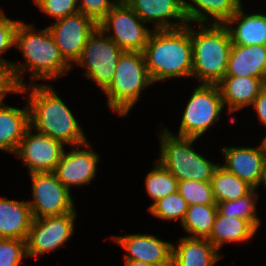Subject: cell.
<instances>
[{
    "mask_svg": "<svg viewBox=\"0 0 266 266\" xmlns=\"http://www.w3.org/2000/svg\"><path fill=\"white\" fill-rule=\"evenodd\" d=\"M144 24L124 0H119L98 26L107 34L113 30L114 35L109 37L121 50L143 53L153 32Z\"/></svg>",
    "mask_w": 266,
    "mask_h": 266,
    "instance_id": "9c48e42d",
    "label": "cell"
},
{
    "mask_svg": "<svg viewBox=\"0 0 266 266\" xmlns=\"http://www.w3.org/2000/svg\"><path fill=\"white\" fill-rule=\"evenodd\" d=\"M126 266H154L142 261H137V260H125Z\"/></svg>",
    "mask_w": 266,
    "mask_h": 266,
    "instance_id": "74e56055",
    "label": "cell"
},
{
    "mask_svg": "<svg viewBox=\"0 0 266 266\" xmlns=\"http://www.w3.org/2000/svg\"><path fill=\"white\" fill-rule=\"evenodd\" d=\"M25 257V240L0 238V266H20L22 258Z\"/></svg>",
    "mask_w": 266,
    "mask_h": 266,
    "instance_id": "1f68e13d",
    "label": "cell"
},
{
    "mask_svg": "<svg viewBox=\"0 0 266 266\" xmlns=\"http://www.w3.org/2000/svg\"><path fill=\"white\" fill-rule=\"evenodd\" d=\"M159 162L178 180L210 182L220 164H214L196 153L192 143L197 138L173 136L166 128L160 135Z\"/></svg>",
    "mask_w": 266,
    "mask_h": 266,
    "instance_id": "8992f818",
    "label": "cell"
},
{
    "mask_svg": "<svg viewBox=\"0 0 266 266\" xmlns=\"http://www.w3.org/2000/svg\"><path fill=\"white\" fill-rule=\"evenodd\" d=\"M262 141H263V144H264L265 149H266V137H264V139Z\"/></svg>",
    "mask_w": 266,
    "mask_h": 266,
    "instance_id": "ab89813d",
    "label": "cell"
},
{
    "mask_svg": "<svg viewBox=\"0 0 266 266\" xmlns=\"http://www.w3.org/2000/svg\"><path fill=\"white\" fill-rule=\"evenodd\" d=\"M217 213V205L188 206L182 226L192 234L189 237L207 238L212 231Z\"/></svg>",
    "mask_w": 266,
    "mask_h": 266,
    "instance_id": "4316f807",
    "label": "cell"
},
{
    "mask_svg": "<svg viewBox=\"0 0 266 266\" xmlns=\"http://www.w3.org/2000/svg\"><path fill=\"white\" fill-rule=\"evenodd\" d=\"M33 201L28 202L33 218L76 213L70 190L54 172L30 173Z\"/></svg>",
    "mask_w": 266,
    "mask_h": 266,
    "instance_id": "30bf717a",
    "label": "cell"
},
{
    "mask_svg": "<svg viewBox=\"0 0 266 266\" xmlns=\"http://www.w3.org/2000/svg\"><path fill=\"white\" fill-rule=\"evenodd\" d=\"M76 213L34 218L26 238L27 257L51 252L67 242L74 232Z\"/></svg>",
    "mask_w": 266,
    "mask_h": 266,
    "instance_id": "8fae6325",
    "label": "cell"
},
{
    "mask_svg": "<svg viewBox=\"0 0 266 266\" xmlns=\"http://www.w3.org/2000/svg\"><path fill=\"white\" fill-rule=\"evenodd\" d=\"M143 22L152 21L154 30H172L189 22L183 9V0H124ZM170 18L179 20L171 22Z\"/></svg>",
    "mask_w": 266,
    "mask_h": 266,
    "instance_id": "9a60e30c",
    "label": "cell"
},
{
    "mask_svg": "<svg viewBox=\"0 0 266 266\" xmlns=\"http://www.w3.org/2000/svg\"><path fill=\"white\" fill-rule=\"evenodd\" d=\"M29 126V108H14L0 102V150L15 153Z\"/></svg>",
    "mask_w": 266,
    "mask_h": 266,
    "instance_id": "cb8c5ba5",
    "label": "cell"
},
{
    "mask_svg": "<svg viewBox=\"0 0 266 266\" xmlns=\"http://www.w3.org/2000/svg\"><path fill=\"white\" fill-rule=\"evenodd\" d=\"M256 229L242 218L225 217L219 212L207 239L219 250L226 242H245L252 238Z\"/></svg>",
    "mask_w": 266,
    "mask_h": 266,
    "instance_id": "d4e9b609",
    "label": "cell"
},
{
    "mask_svg": "<svg viewBox=\"0 0 266 266\" xmlns=\"http://www.w3.org/2000/svg\"><path fill=\"white\" fill-rule=\"evenodd\" d=\"M147 174L146 191L154 200V203L148 208L150 209L161 198H164L178 191V180L158 161Z\"/></svg>",
    "mask_w": 266,
    "mask_h": 266,
    "instance_id": "f1b7e54d",
    "label": "cell"
},
{
    "mask_svg": "<svg viewBox=\"0 0 266 266\" xmlns=\"http://www.w3.org/2000/svg\"><path fill=\"white\" fill-rule=\"evenodd\" d=\"M251 106L256 110L260 121L266 125V85Z\"/></svg>",
    "mask_w": 266,
    "mask_h": 266,
    "instance_id": "8d00e7d4",
    "label": "cell"
},
{
    "mask_svg": "<svg viewBox=\"0 0 266 266\" xmlns=\"http://www.w3.org/2000/svg\"><path fill=\"white\" fill-rule=\"evenodd\" d=\"M178 192L191 205H216L211 182L183 180L178 182Z\"/></svg>",
    "mask_w": 266,
    "mask_h": 266,
    "instance_id": "f546056e",
    "label": "cell"
},
{
    "mask_svg": "<svg viewBox=\"0 0 266 266\" xmlns=\"http://www.w3.org/2000/svg\"><path fill=\"white\" fill-rule=\"evenodd\" d=\"M210 182L216 203L237 200L254 189L249 183L227 171L221 165L215 170Z\"/></svg>",
    "mask_w": 266,
    "mask_h": 266,
    "instance_id": "484cf974",
    "label": "cell"
},
{
    "mask_svg": "<svg viewBox=\"0 0 266 266\" xmlns=\"http://www.w3.org/2000/svg\"><path fill=\"white\" fill-rule=\"evenodd\" d=\"M222 153L226 163L221 166L256 189L259 185L263 161L266 156L263 141L258 148L224 147Z\"/></svg>",
    "mask_w": 266,
    "mask_h": 266,
    "instance_id": "e0dca14e",
    "label": "cell"
},
{
    "mask_svg": "<svg viewBox=\"0 0 266 266\" xmlns=\"http://www.w3.org/2000/svg\"><path fill=\"white\" fill-rule=\"evenodd\" d=\"M81 1V3H80ZM119 0H77L79 12L99 24Z\"/></svg>",
    "mask_w": 266,
    "mask_h": 266,
    "instance_id": "836d02e7",
    "label": "cell"
},
{
    "mask_svg": "<svg viewBox=\"0 0 266 266\" xmlns=\"http://www.w3.org/2000/svg\"><path fill=\"white\" fill-rule=\"evenodd\" d=\"M225 76L266 79V45L232 44Z\"/></svg>",
    "mask_w": 266,
    "mask_h": 266,
    "instance_id": "d6986e66",
    "label": "cell"
},
{
    "mask_svg": "<svg viewBox=\"0 0 266 266\" xmlns=\"http://www.w3.org/2000/svg\"><path fill=\"white\" fill-rule=\"evenodd\" d=\"M188 210L187 202L182 198L177 191L164 198H161L150 209L149 212L164 220H184L186 211Z\"/></svg>",
    "mask_w": 266,
    "mask_h": 266,
    "instance_id": "4dcf8cb0",
    "label": "cell"
},
{
    "mask_svg": "<svg viewBox=\"0 0 266 266\" xmlns=\"http://www.w3.org/2000/svg\"><path fill=\"white\" fill-rule=\"evenodd\" d=\"M34 2L45 14L57 20L79 12L77 0H34Z\"/></svg>",
    "mask_w": 266,
    "mask_h": 266,
    "instance_id": "d6a6232c",
    "label": "cell"
},
{
    "mask_svg": "<svg viewBox=\"0 0 266 266\" xmlns=\"http://www.w3.org/2000/svg\"><path fill=\"white\" fill-rule=\"evenodd\" d=\"M190 4L183 0V9L189 23L208 24V14L214 19L212 24H225V22L241 6V0H190ZM204 11V12H203Z\"/></svg>",
    "mask_w": 266,
    "mask_h": 266,
    "instance_id": "603a6c76",
    "label": "cell"
},
{
    "mask_svg": "<svg viewBox=\"0 0 266 266\" xmlns=\"http://www.w3.org/2000/svg\"><path fill=\"white\" fill-rule=\"evenodd\" d=\"M219 258L218 249L207 238L184 237L178 247L173 245L171 266H213Z\"/></svg>",
    "mask_w": 266,
    "mask_h": 266,
    "instance_id": "7402d4cb",
    "label": "cell"
},
{
    "mask_svg": "<svg viewBox=\"0 0 266 266\" xmlns=\"http://www.w3.org/2000/svg\"><path fill=\"white\" fill-rule=\"evenodd\" d=\"M153 84L146 66L144 54L124 51L116 65L114 77L104 90L108 106L118 116L128 115L139 100L141 91Z\"/></svg>",
    "mask_w": 266,
    "mask_h": 266,
    "instance_id": "5b68a950",
    "label": "cell"
},
{
    "mask_svg": "<svg viewBox=\"0 0 266 266\" xmlns=\"http://www.w3.org/2000/svg\"><path fill=\"white\" fill-rule=\"evenodd\" d=\"M223 108L218 85L201 83L195 88L186 105L178 136L200 137L220 118Z\"/></svg>",
    "mask_w": 266,
    "mask_h": 266,
    "instance_id": "52a82bcc",
    "label": "cell"
},
{
    "mask_svg": "<svg viewBox=\"0 0 266 266\" xmlns=\"http://www.w3.org/2000/svg\"><path fill=\"white\" fill-rule=\"evenodd\" d=\"M32 130L27 128L14 154L28 166L29 174L53 172L64 153L63 143L39 132L33 134Z\"/></svg>",
    "mask_w": 266,
    "mask_h": 266,
    "instance_id": "7c38bea8",
    "label": "cell"
},
{
    "mask_svg": "<svg viewBox=\"0 0 266 266\" xmlns=\"http://www.w3.org/2000/svg\"><path fill=\"white\" fill-rule=\"evenodd\" d=\"M75 146L62 157L53 171L58 181L70 190V185H88L96 175V166L99 155L93 151L77 150Z\"/></svg>",
    "mask_w": 266,
    "mask_h": 266,
    "instance_id": "2e32d148",
    "label": "cell"
},
{
    "mask_svg": "<svg viewBox=\"0 0 266 266\" xmlns=\"http://www.w3.org/2000/svg\"><path fill=\"white\" fill-rule=\"evenodd\" d=\"M35 31L33 26L22 21L15 30L14 45L22 51L26 62L11 63L15 78L21 86V93L27 92L26 84L22 80L27 68L31 69L32 81L57 80L72 68L62 56L48 27L39 32Z\"/></svg>",
    "mask_w": 266,
    "mask_h": 266,
    "instance_id": "6da1fadb",
    "label": "cell"
},
{
    "mask_svg": "<svg viewBox=\"0 0 266 266\" xmlns=\"http://www.w3.org/2000/svg\"><path fill=\"white\" fill-rule=\"evenodd\" d=\"M19 20H11L5 16L2 10H0V54H4L5 51L14 46V35ZM0 61L9 62L8 60L0 57Z\"/></svg>",
    "mask_w": 266,
    "mask_h": 266,
    "instance_id": "e575fe53",
    "label": "cell"
},
{
    "mask_svg": "<svg viewBox=\"0 0 266 266\" xmlns=\"http://www.w3.org/2000/svg\"><path fill=\"white\" fill-rule=\"evenodd\" d=\"M223 105L228 106L229 113L252 105L255 98L266 85L265 78L245 76H224L217 83Z\"/></svg>",
    "mask_w": 266,
    "mask_h": 266,
    "instance_id": "ac0fdd59",
    "label": "cell"
},
{
    "mask_svg": "<svg viewBox=\"0 0 266 266\" xmlns=\"http://www.w3.org/2000/svg\"><path fill=\"white\" fill-rule=\"evenodd\" d=\"M262 183H264V186L266 187V156H265L264 161H263L262 173H261L259 185Z\"/></svg>",
    "mask_w": 266,
    "mask_h": 266,
    "instance_id": "f35d334b",
    "label": "cell"
},
{
    "mask_svg": "<svg viewBox=\"0 0 266 266\" xmlns=\"http://www.w3.org/2000/svg\"><path fill=\"white\" fill-rule=\"evenodd\" d=\"M242 8L241 5L225 22L232 44L242 46L266 45V15L262 13L246 15ZM234 23L238 24L235 28H233Z\"/></svg>",
    "mask_w": 266,
    "mask_h": 266,
    "instance_id": "44dd1931",
    "label": "cell"
},
{
    "mask_svg": "<svg viewBox=\"0 0 266 266\" xmlns=\"http://www.w3.org/2000/svg\"><path fill=\"white\" fill-rule=\"evenodd\" d=\"M21 93L11 62L0 61V102H3L7 93Z\"/></svg>",
    "mask_w": 266,
    "mask_h": 266,
    "instance_id": "d590c367",
    "label": "cell"
},
{
    "mask_svg": "<svg viewBox=\"0 0 266 266\" xmlns=\"http://www.w3.org/2000/svg\"><path fill=\"white\" fill-rule=\"evenodd\" d=\"M33 219L28 201L0 197V238L26 240Z\"/></svg>",
    "mask_w": 266,
    "mask_h": 266,
    "instance_id": "ffe728a7",
    "label": "cell"
},
{
    "mask_svg": "<svg viewBox=\"0 0 266 266\" xmlns=\"http://www.w3.org/2000/svg\"><path fill=\"white\" fill-rule=\"evenodd\" d=\"M98 24L81 12L60 18L48 27L64 59L72 61L80 57L90 35Z\"/></svg>",
    "mask_w": 266,
    "mask_h": 266,
    "instance_id": "4fadbf2b",
    "label": "cell"
},
{
    "mask_svg": "<svg viewBox=\"0 0 266 266\" xmlns=\"http://www.w3.org/2000/svg\"><path fill=\"white\" fill-rule=\"evenodd\" d=\"M255 188L247 195L232 201L216 203L218 212L225 217L242 218L247 220L256 230L260 225L256 214Z\"/></svg>",
    "mask_w": 266,
    "mask_h": 266,
    "instance_id": "83f0119b",
    "label": "cell"
},
{
    "mask_svg": "<svg viewBox=\"0 0 266 266\" xmlns=\"http://www.w3.org/2000/svg\"><path fill=\"white\" fill-rule=\"evenodd\" d=\"M153 30L144 49L147 70L153 83L172 77L192 76L191 26Z\"/></svg>",
    "mask_w": 266,
    "mask_h": 266,
    "instance_id": "3957f363",
    "label": "cell"
},
{
    "mask_svg": "<svg viewBox=\"0 0 266 266\" xmlns=\"http://www.w3.org/2000/svg\"><path fill=\"white\" fill-rule=\"evenodd\" d=\"M123 52L109 34L106 36V32L98 26L88 38L75 63L86 68V77L93 79L104 91L114 77L116 65Z\"/></svg>",
    "mask_w": 266,
    "mask_h": 266,
    "instance_id": "ba28073f",
    "label": "cell"
},
{
    "mask_svg": "<svg viewBox=\"0 0 266 266\" xmlns=\"http://www.w3.org/2000/svg\"><path fill=\"white\" fill-rule=\"evenodd\" d=\"M210 26V27H209ZM200 30L191 27L192 75L201 83L217 84L227 72L232 40L225 24H200ZM206 27V28H205Z\"/></svg>",
    "mask_w": 266,
    "mask_h": 266,
    "instance_id": "277c9868",
    "label": "cell"
},
{
    "mask_svg": "<svg viewBox=\"0 0 266 266\" xmlns=\"http://www.w3.org/2000/svg\"><path fill=\"white\" fill-rule=\"evenodd\" d=\"M33 86V87H32ZM28 98L30 127L63 144L91 149L79 123L52 86L30 85Z\"/></svg>",
    "mask_w": 266,
    "mask_h": 266,
    "instance_id": "7a4b0ae2",
    "label": "cell"
},
{
    "mask_svg": "<svg viewBox=\"0 0 266 266\" xmlns=\"http://www.w3.org/2000/svg\"><path fill=\"white\" fill-rule=\"evenodd\" d=\"M113 240L129 252L124 260H137L154 266L172 265L173 244L156 236L132 234L114 236Z\"/></svg>",
    "mask_w": 266,
    "mask_h": 266,
    "instance_id": "5bb4252c",
    "label": "cell"
}]
</instances>
